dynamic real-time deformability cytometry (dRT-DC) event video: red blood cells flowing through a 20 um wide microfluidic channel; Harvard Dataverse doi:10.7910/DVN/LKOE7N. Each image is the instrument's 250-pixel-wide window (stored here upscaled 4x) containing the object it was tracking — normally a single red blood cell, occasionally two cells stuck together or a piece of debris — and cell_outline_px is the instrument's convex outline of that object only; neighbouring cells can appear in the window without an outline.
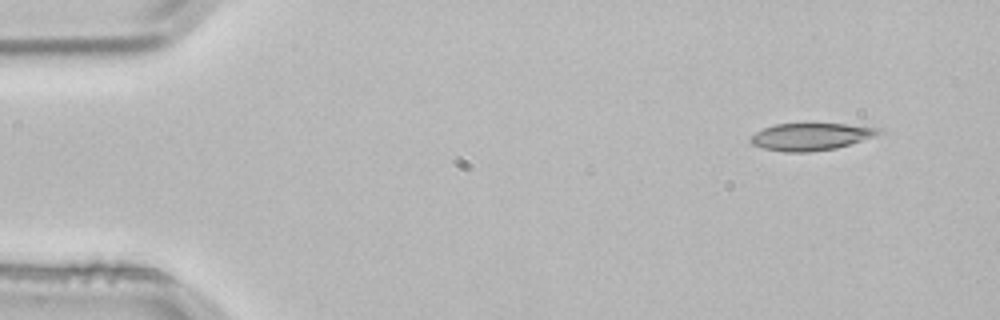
{"species": "common noctule bat (a hibernating species)", "species_latin": "Nyctalus noctula", "temperature_condition": "room temperature", "stored_images_in_passage": 2, "camera_frame_rate_fps": 3000, "um_per_image_px": 0.085, "animal": {"sex": "male", "body_mass_g": 21.5, "forearm_length_mm": 52.0}, "frame": {"image": 1, "passage_image": 1, "time_ms": 0.0, "image_size_px": [1000, 320], "cell_outline_px": [[884, 132], [876, 136], [836, 148], [808, 152], [784, 152], [764, 148], [752, 144], [748, 140], [756, 132], [764, 128], [776, 124], [844, 124], [880, 128]], "centroid_in_image_um": [68.93, 11.62], "position_along_channel_um": 16.1, "area_um2": 20.17}}